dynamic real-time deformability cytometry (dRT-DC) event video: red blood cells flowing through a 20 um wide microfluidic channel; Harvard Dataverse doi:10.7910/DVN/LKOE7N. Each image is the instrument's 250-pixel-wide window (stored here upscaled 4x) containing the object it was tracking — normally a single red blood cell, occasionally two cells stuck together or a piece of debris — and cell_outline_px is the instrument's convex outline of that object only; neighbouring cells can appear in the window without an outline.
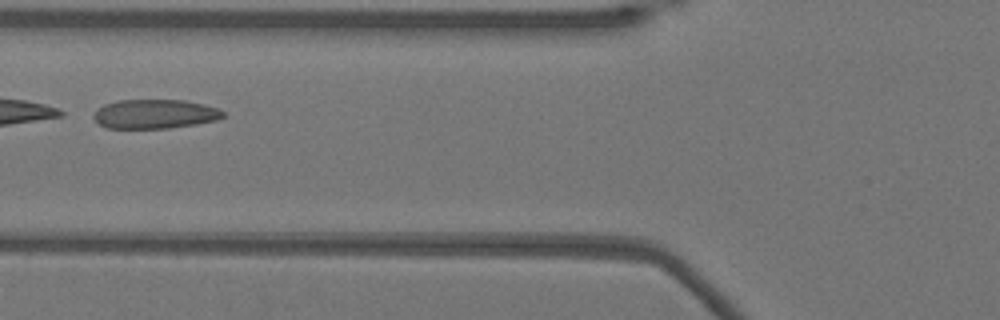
{"species": "Egyptian fruit bat (a non-hibernating species)", "species_latin": "Rousettus aegyptiacus", "temperature_condition": "warm", "stored_images_in_passage": 32, "camera_frame_rate_fps": 3000, "um_per_image_px": 0.085, "animal": {"sex": "female"}, "frame": {"image": 1, "passage_image": 5, "time_ms": 1.333, "image_size_px": [1000, 320], "cell_outline_px": [[224, 116], [216, 120], [196, 124], [168, 128], [104, 128], [92, 116], [104, 104], [120, 100], [184, 100], [204, 104], [216, 108], [224, 112]], "centroid_in_image_um": [13.16, 9.69], "position_along_channel_um": 112.6, "area_um2": 21.85}, "authors_computed_cell_mechanics": {"area_um2": 22.2241, "velocity_mm_per_s": 3.8616, "shape_relaxation_time_tau1_ms": 3.2227, "shape_relaxation_time_tau2_ms": 0.9757, "deformation_change_tau1": 0.1144, "deformation_change_tau2": 0.0858}}